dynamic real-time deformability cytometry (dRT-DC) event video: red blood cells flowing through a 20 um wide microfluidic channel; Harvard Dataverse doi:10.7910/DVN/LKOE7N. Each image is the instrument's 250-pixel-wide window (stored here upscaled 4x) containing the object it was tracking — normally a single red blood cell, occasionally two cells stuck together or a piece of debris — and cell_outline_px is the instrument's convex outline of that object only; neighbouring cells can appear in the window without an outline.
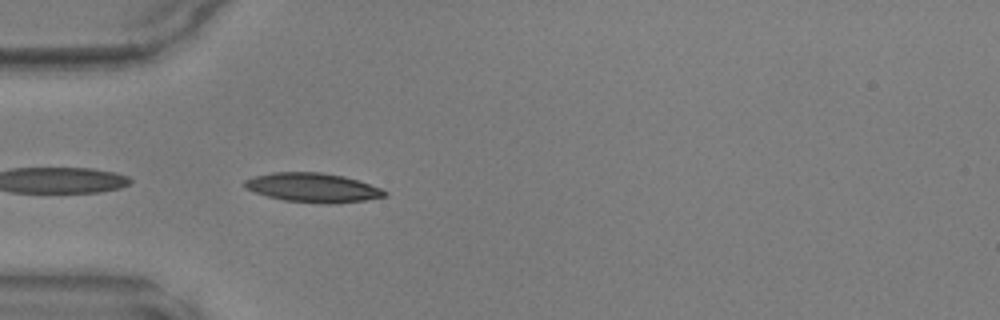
{"species": "common noctule bat (a hibernating species)", "species_latin": "Nyctalus noctula", "temperature_condition": "warm", "stored_images_in_passage": 33, "camera_frame_rate_fps": 3000, "um_per_image_px": 0.085, "animal": {"sex": "male", "body_mass_g": 17.9, "forearm_length_mm": 54.2}, "frame": {"image": 1, "passage_image": 1, "time_ms": 0.0, "image_size_px": [1000, 320], "cell_outline_px": [[388, 196], [364, 200], [332, 204], [328, 204], [284, 200], [268, 196], [244, 188], [244, 180], [252, 176], [272, 172], [320, 172], [344, 176], [380, 188], [388, 192]], "centroid_in_image_um": [26.57, 15.94], "position_along_channel_um": 58.4, "area_um2": 23.76}}
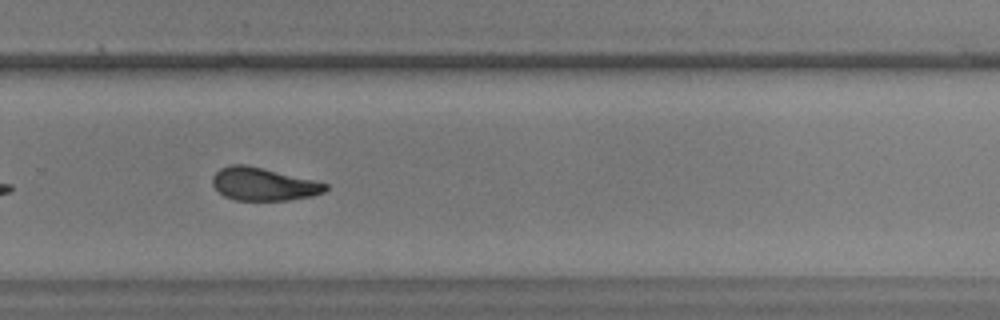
{"frame": {"image": 2, "passage_image": 19, "time_ms": 6.0, "image_size_px": [1000, 320], "cell_outline_px": [[328, 188], [324, 192], [312, 196], [288, 200], [236, 200], [224, 196], [212, 184], [212, 176], [220, 168], [228, 164], [244, 164], [264, 168], [328, 184]], "centroid_in_image_um": [22.36, 15.64], "position_along_channel_um": 307.4, "area_um2": 21.56}}
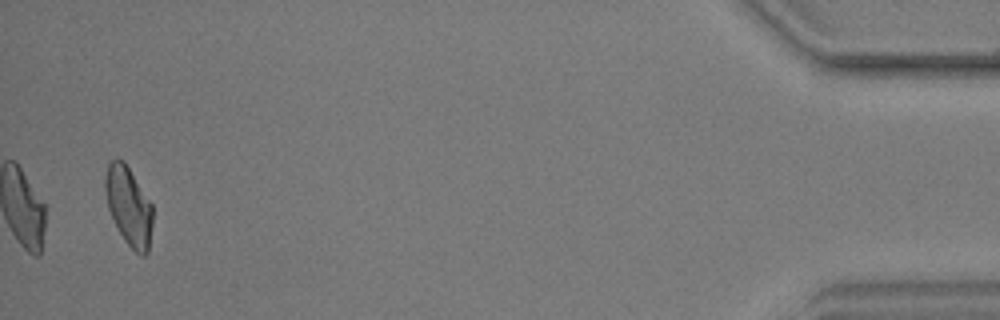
{"frame": {"image": 3, "passage_image": 33, "time_ms": 10.667, "image_size_px": [1000, 320], "cell_outline_px": [[152, 224], [148, 252], [144, 256], [140, 256], [124, 240], [108, 208], [104, 188], [104, 180], [108, 164], [112, 160], [124, 160], [152, 204]], "centroid_in_image_um": [10.94, 17.52], "position_along_channel_um": 424.3, "area_um2": 21.56}}